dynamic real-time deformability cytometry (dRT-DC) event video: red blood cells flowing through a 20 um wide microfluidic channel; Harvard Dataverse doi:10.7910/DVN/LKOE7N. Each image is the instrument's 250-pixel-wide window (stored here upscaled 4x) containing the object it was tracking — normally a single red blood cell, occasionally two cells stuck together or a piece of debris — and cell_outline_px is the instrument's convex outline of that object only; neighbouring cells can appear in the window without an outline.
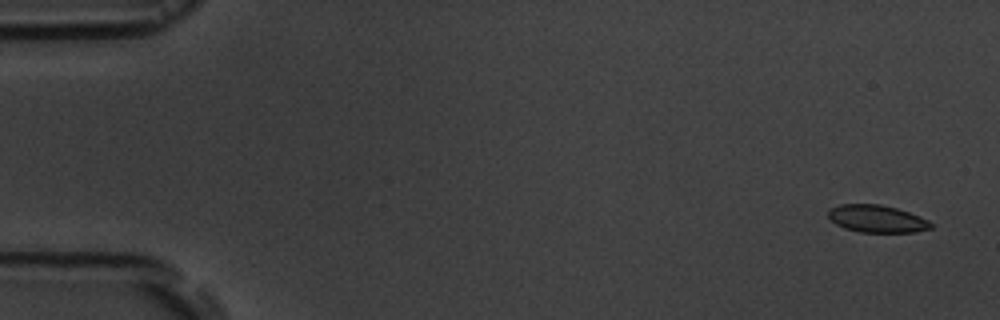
{"species": "common noctule bat (a hibernating species)", "species_latin": "Nyctalus noctula", "temperature_condition": "room temperature", "stored_images_in_passage": 6, "camera_frame_rate_fps": 3000, "um_per_image_px": 0.085, "animal": {"sex": "male", "body_mass_g": 19.5, "forearm_length_mm": 54.6}, "frame": {"image": 1, "passage_image": 1, "time_ms": 0.0, "image_size_px": [1000, 320], "cell_outline_px": [[932, 228], [916, 232], [860, 232], [844, 228], [836, 224], [828, 216], [828, 208], [840, 204], [880, 204], [896, 208], [920, 216], [928, 220], [932, 224]], "centroid_in_image_um": [74.52, 18.59], "position_along_channel_um": 10.5, "area_um2": 16.42}}
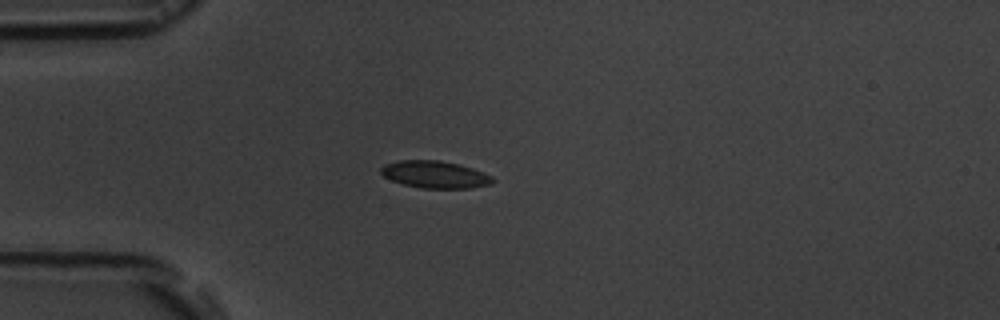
{"frame": {"image": 2, "passage_image": 5, "time_ms": 4.333, "image_size_px": [1000, 320], "cell_outline_px": [[496, 180], [492, 184], [468, 188], [420, 188], [404, 184], [392, 180], [384, 176], [380, 172], [380, 168], [384, 164], [400, 160], [440, 160], [460, 164], [484, 172], [492, 176]], "centroid_in_image_um": [36.99, 14.82], "position_along_channel_um": 48.0, "area_um2": 17.8}}